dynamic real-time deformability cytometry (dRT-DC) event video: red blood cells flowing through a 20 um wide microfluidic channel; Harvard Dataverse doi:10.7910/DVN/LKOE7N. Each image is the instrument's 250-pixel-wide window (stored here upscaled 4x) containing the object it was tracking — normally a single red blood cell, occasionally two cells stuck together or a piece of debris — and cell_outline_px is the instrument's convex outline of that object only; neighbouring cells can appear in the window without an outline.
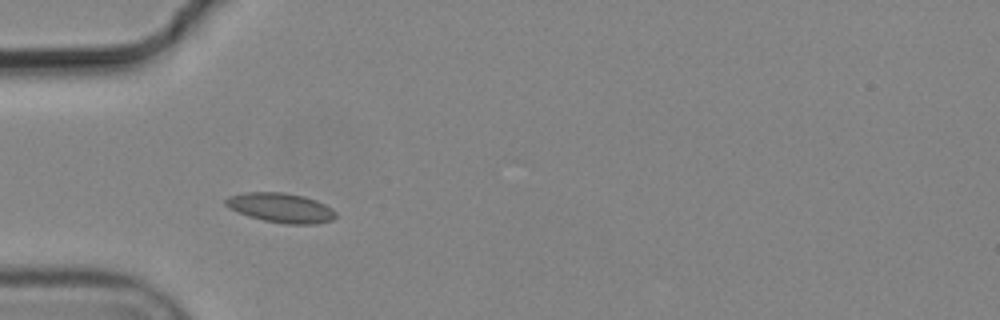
{"species": "common noctule bat (a hibernating species)", "species_latin": "Nyctalus noctula", "temperature_condition": "cold", "stored_images_in_passage": 4, "camera_frame_rate_fps": 3000, "um_per_image_px": 0.085, "animal": {"sex": "male", "body_mass_g": 19.2, "forearm_length_mm": 51.8}, "frame": {"image": 1, "passage_image": 3, "time_ms": 0.667, "image_size_px": [1000, 320], "cell_outline_px": [[336, 216], [332, 220], [316, 224], [288, 224], [264, 220], [248, 216], [224, 204], [224, 200], [228, 196], [244, 192], [284, 192], [304, 196], [316, 200], [332, 208], [336, 212]], "centroid_in_image_um": [23.89, 17.65], "position_along_channel_um": 61.1, "area_um2": 18.9}}
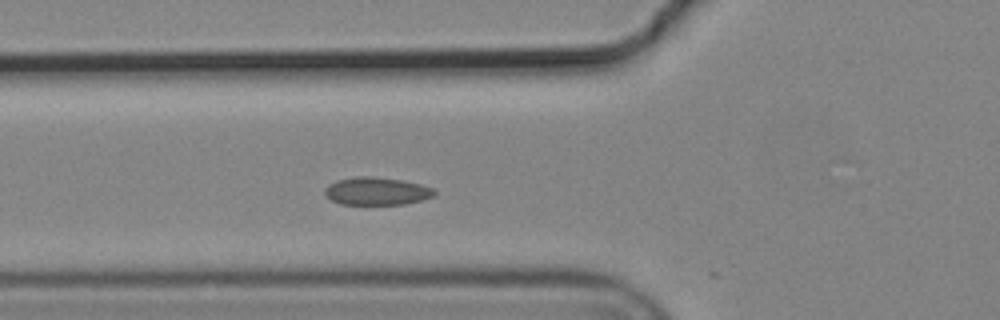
{"frame": {"image": 2, "passage_image": 4, "time_ms": 1.0, "image_size_px": [1000, 320], "cell_outline_px": [[436, 196], [404, 204], [340, 204], [332, 200], [324, 192], [324, 188], [328, 184], [336, 180], [356, 176], [372, 176], [400, 180], [420, 184], [432, 188], [436, 192]], "centroid_in_image_um": [32.0, 16.24], "position_along_channel_um": 93.8, "area_um2": 17.69}}